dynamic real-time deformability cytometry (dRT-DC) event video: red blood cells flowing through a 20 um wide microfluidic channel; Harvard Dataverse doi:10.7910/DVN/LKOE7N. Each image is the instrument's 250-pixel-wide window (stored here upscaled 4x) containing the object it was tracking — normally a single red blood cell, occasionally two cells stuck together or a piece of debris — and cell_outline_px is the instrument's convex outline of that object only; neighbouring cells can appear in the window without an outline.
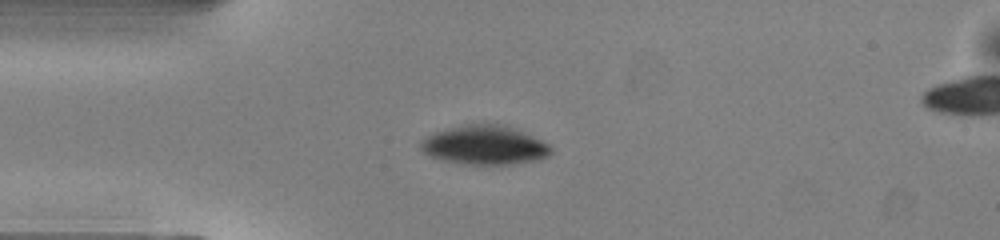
{"species": "common noctule bat (a hibernating species)", "species_latin": "Nyctalus noctula", "temperature_condition": "warm", "stored_images_in_passage": 40, "segment_of_instrument_passage": [1, 2], "camera_frame_rate_fps": 3000, "um_per_image_px": 0.085, "animal": {"sex": "male", "body_mass_g": 13.0, "forearm_length_mm": 53.1}, "frame": {"image": 1, "passage_image": 1, "time_ms": 0.0, "image_size_px": [1000, 240], "cell_outline_px": [[552, 152], [548, 156], [540, 160], [512, 164], [468, 164], [448, 160], [432, 156], [424, 152], [420, 148], [420, 140], [436, 132], [448, 128], [464, 124], [504, 124], [524, 132], [548, 144], [552, 148]], "centroid_in_image_um": [41.23, 12.33], "position_along_channel_um": 43.8, "area_um2": 29.36}}
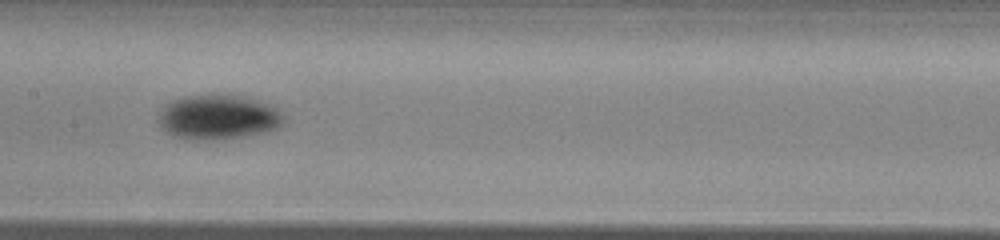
{"frame": {"image": 2, "passage_image": 13, "time_ms": 4.0, "image_size_px": [1000, 240], "cell_outline_px": [[284, 124], [280, 128], [272, 132], [244, 136], [212, 140], [184, 140], [172, 136], [160, 128], [156, 120], [160, 108], [164, 104], [172, 100], [184, 96], [240, 96], [256, 100], [268, 104], [276, 108], [284, 116]], "centroid_in_image_um": [18.5, 10.0], "position_along_channel_um": 188.9, "area_um2": 33.12}}
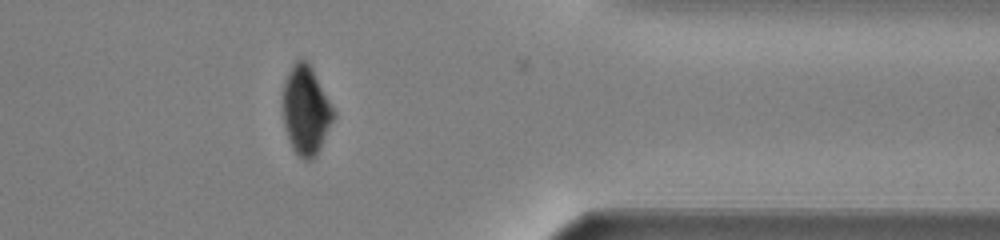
{"frame": {"image": 3, "passage_image": 29, "time_ms": 9.333, "image_size_px": [1000, 240], "cell_outline_px": [[336, 116], [316, 156], [312, 160], [304, 160], [292, 148], [284, 128], [284, 80], [292, 64], [296, 60], [304, 56], [308, 60], [336, 112]], "centroid_in_image_um": [26.02, 9.34], "position_along_channel_um": 385.4, "area_um2": 26.41}}